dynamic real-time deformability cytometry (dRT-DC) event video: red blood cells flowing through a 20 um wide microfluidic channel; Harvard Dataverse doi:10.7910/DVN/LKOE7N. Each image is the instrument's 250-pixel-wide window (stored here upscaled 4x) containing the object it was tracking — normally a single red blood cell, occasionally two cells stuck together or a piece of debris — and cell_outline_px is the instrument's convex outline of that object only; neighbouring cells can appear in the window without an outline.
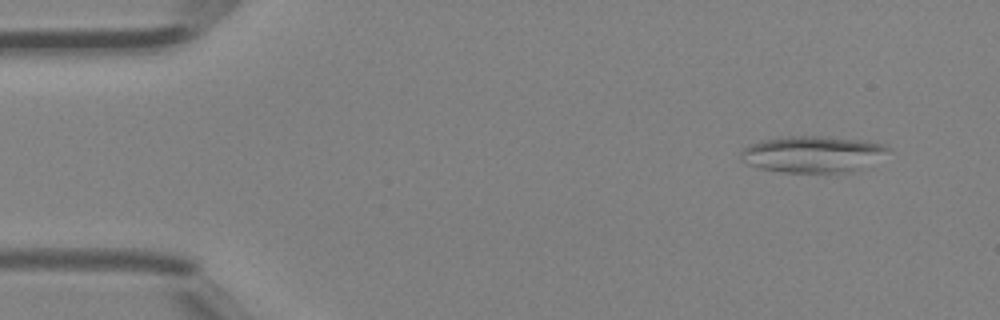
{"species": "Egyptian fruit bat (a non-hibernating species)", "species_latin": "Rousettus aegyptiacus", "temperature_condition": "room temperature", "stored_images_in_passage": 4, "camera_frame_rate_fps": 3000, "um_per_image_px": 0.085, "animal": {"sex": "female"}, "frame": {"image": 1, "passage_image": 1, "time_ms": 0.0, "image_size_px": [1000, 320], "cell_outline_px": [[892, 148], [852, 172], [784, 172], [760, 168], [748, 164], [740, 160], [740, 152], [748, 144], [764, 140], [788, 136], [820, 136], [868, 140]], "centroid_in_image_um": [68.99, 13.09], "position_along_channel_um": 16.0, "area_um2": 30.81}}